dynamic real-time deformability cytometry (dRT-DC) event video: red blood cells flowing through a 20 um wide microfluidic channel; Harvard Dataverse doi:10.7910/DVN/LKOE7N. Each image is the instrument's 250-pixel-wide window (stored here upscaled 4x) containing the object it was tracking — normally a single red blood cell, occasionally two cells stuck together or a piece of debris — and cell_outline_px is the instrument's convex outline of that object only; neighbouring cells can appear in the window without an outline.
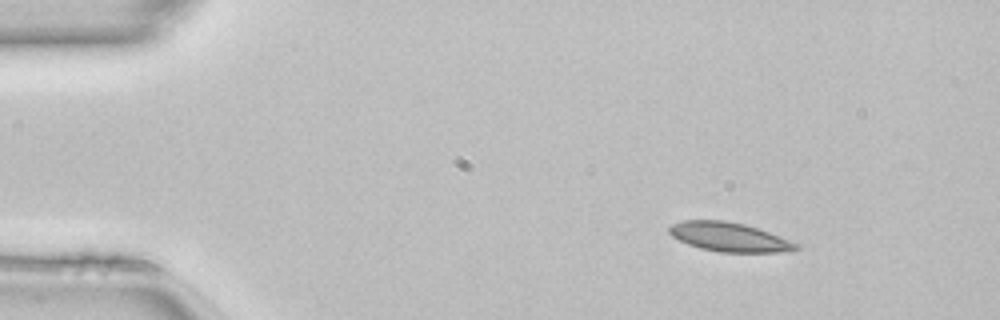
{"species": "common noctule bat (a hibernating species)", "species_latin": "Nyctalus noctula", "temperature_condition": "room temperature", "stored_images_in_passage": 44, "camera_frame_rate_fps": 3000, "um_per_image_px": 0.085, "animal": {"sex": "female", "body_mass_g": 22.7, "forearm_length_mm": 54.2}, "frame": {"image": 1, "passage_image": 1, "time_ms": 0.0, "image_size_px": [1000, 320], "cell_outline_px": [[800, 248], [792, 252], [720, 252], [700, 248], [688, 244], [672, 236], [668, 232], [668, 228], [672, 224], [680, 220], [724, 220], [744, 224], [768, 232], [800, 244]], "centroid_in_image_um": [61.99, 20.15], "position_along_channel_um": 23.0, "area_um2": 21.56}}
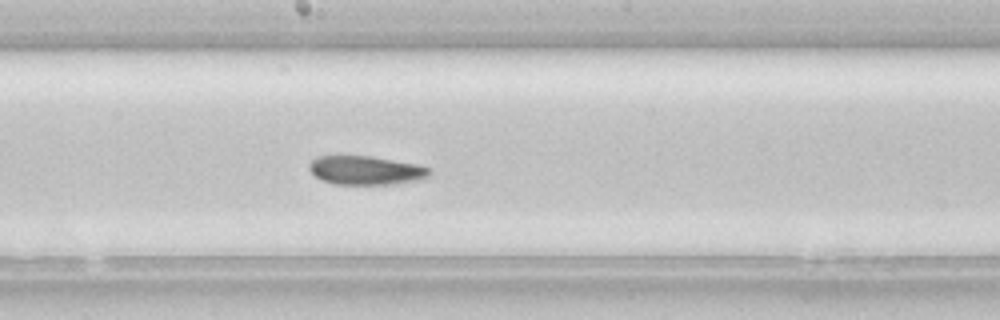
{"frame": {"image": 2, "passage_image": 21, "time_ms": 6.667, "image_size_px": [1000, 320], "cell_outline_px": [[432, 172], [428, 176], [420, 180], [388, 184], [336, 184], [320, 180], [308, 168], [308, 164], [316, 156], [372, 156], [416, 164], [428, 168]], "centroid_in_image_um": [31.07, 14.47], "position_along_channel_um": 217.1, "area_um2": 20.11}}
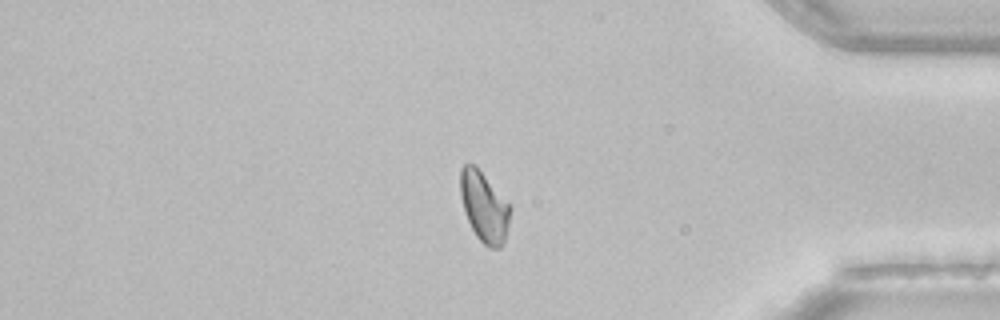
{"frame": {"image": 3, "passage_image": 36, "time_ms": 11.667, "image_size_px": [1000, 320], "cell_outline_px": [[512, 208], [504, 240], [500, 248], [488, 248], [476, 236], [464, 212], [460, 196], [460, 168], [464, 164], [476, 164]], "centroid_in_image_um": [41.13, 17.55], "position_along_channel_um": 394.1, "area_um2": 20.4}, "authors_computed_cell_mechanics": {"area_um2": 20.6057, "velocity_mm_per_s": 4.1074, "shape_relaxation_time_tau1_ms": null, "shape_relaxation_time_tau2_ms": 10.3608, "deformation_change_tau1": null, "deformation_change_tau2": 0.1578}}